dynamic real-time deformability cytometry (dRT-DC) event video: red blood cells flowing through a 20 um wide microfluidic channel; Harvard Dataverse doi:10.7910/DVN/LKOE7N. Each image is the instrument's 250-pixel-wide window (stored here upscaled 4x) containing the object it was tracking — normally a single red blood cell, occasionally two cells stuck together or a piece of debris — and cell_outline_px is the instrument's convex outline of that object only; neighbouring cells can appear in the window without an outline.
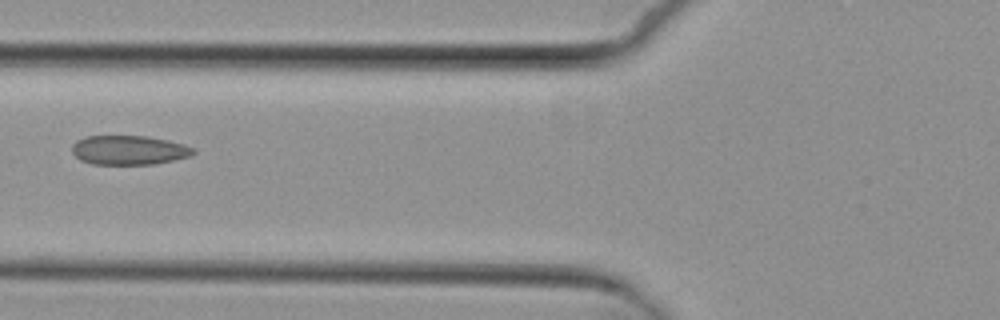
{"species": "common noctule bat (a hibernating species)", "species_latin": "Nyctalus noctula", "temperature_condition": "cold", "stored_images_in_passage": 4, "camera_frame_rate_fps": 3000, "um_per_image_px": 0.085, "animal": {"sex": "female", "body_mass_g": 29.2, "forearm_length_mm": 56.3}, "frame": {"image": 1, "passage_image": 4, "time_ms": 3.333, "image_size_px": [1000, 320], "cell_outline_px": [[196, 152], [192, 156], [152, 164], [92, 164], [80, 160], [72, 152], [72, 144], [76, 140], [84, 136], [148, 136], [168, 140], [184, 144], [196, 148]], "centroid_in_image_um": [10.97, 12.75], "position_along_channel_um": 114.8, "area_um2": 20.87}}